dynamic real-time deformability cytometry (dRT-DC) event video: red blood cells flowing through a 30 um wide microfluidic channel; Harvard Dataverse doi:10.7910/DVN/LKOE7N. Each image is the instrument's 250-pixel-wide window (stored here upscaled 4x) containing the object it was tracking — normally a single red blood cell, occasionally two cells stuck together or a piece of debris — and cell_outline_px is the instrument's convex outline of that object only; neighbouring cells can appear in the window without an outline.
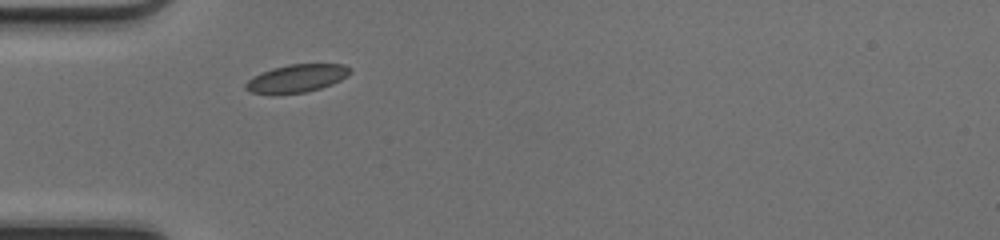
{"species": "common noctule bat (a hibernating species)", "species_latin": "Nyctalus noctula", "temperature_condition": "cold", "stored_images_in_passage": 35, "camera_frame_rate_fps": 3000, "um_per_image_px": 0.085, "animal": {"sex": "female", "body_mass_g": 17.0, "forearm_length_mm": 48.0}, "frame": {"image": 1, "passage_image": 1, "time_ms": 0.0, "image_size_px": [1000, 240], "cell_outline_px": [[352, 72], [340, 80], [332, 84], [320, 88], [304, 92], [272, 96], [252, 92], [244, 88], [244, 84], [252, 76], [260, 72], [272, 68], [288, 64], [344, 64], [352, 68]], "centroid_in_image_um": [25.17, 6.67], "position_along_channel_um": 59.8, "area_um2": 17.4}}
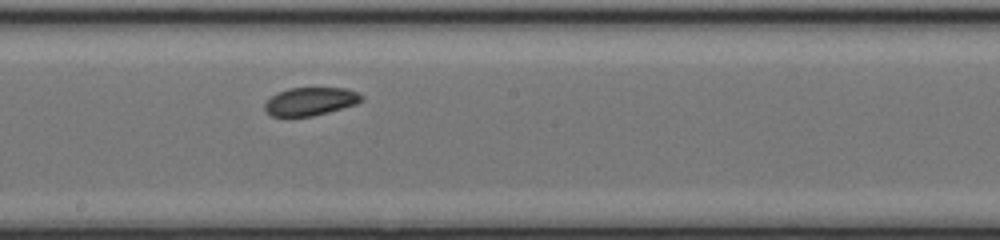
{"frame": {"image": 2, "passage_image": 13, "time_ms": 4.0, "image_size_px": [1000, 240], "cell_outline_px": [[364, 100], [356, 104], [328, 112], [312, 116], [272, 116], [264, 108], [264, 104], [276, 92], [288, 88], [344, 88], [356, 92], [364, 96]], "centroid_in_image_um": [26.39, 8.61], "position_along_channel_um": 221.8, "area_um2": 15.78}}
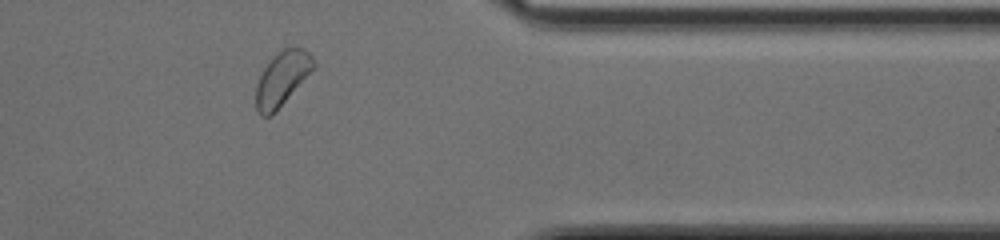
{"frame": {"image": 3, "passage_image": 26, "time_ms": 8.333, "image_size_px": [1000, 240], "cell_outline_px": [[316, 64], [276, 112], [268, 116], [260, 116], [256, 112], [256, 84], [264, 68], [272, 56], [284, 48], [304, 48], [312, 56]], "centroid_in_image_um": [23.94, 6.69], "position_along_channel_um": 387.5, "area_um2": 17.86}, "authors_computed_cell_mechanics": {"area_um2": 16.762, "velocity_mm_per_s": 4.1581, "shape_relaxation_time_tau1_ms": 7.6331, "shape_relaxation_time_tau2_ms": 3.1613, "deformation_change_tau1": 0.1108, "deformation_change_tau2": 0.0641}}